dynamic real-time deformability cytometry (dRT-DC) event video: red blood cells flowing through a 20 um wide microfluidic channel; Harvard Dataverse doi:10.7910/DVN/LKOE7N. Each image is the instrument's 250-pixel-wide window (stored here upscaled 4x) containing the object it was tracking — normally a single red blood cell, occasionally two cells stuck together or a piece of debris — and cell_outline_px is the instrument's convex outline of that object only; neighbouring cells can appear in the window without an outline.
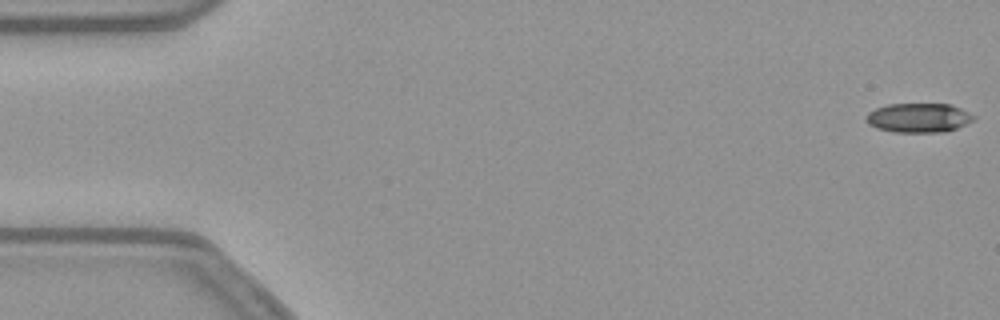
{"species": "common noctule bat (a hibernating species)", "species_latin": "Nyctalus noctula", "temperature_condition": "warm", "stored_images_in_passage": 48, "camera_frame_rate_fps": 3000, "um_per_image_px": 0.085, "animal": {"sex": "female", "body_mass_g": 21.9}, "frame": {"image": 1, "passage_image": 1, "time_ms": 0.0, "image_size_px": [1000, 320], "cell_outline_px": [[976, 120], [956, 128], [944, 132], [892, 132], [876, 128], [868, 124], [864, 120], [864, 116], [868, 112], [876, 108], [888, 104], [952, 104], [976, 116]], "centroid_in_image_um": [78.06, 10.01], "position_along_channel_um": 6.9, "area_um2": 18.61}}
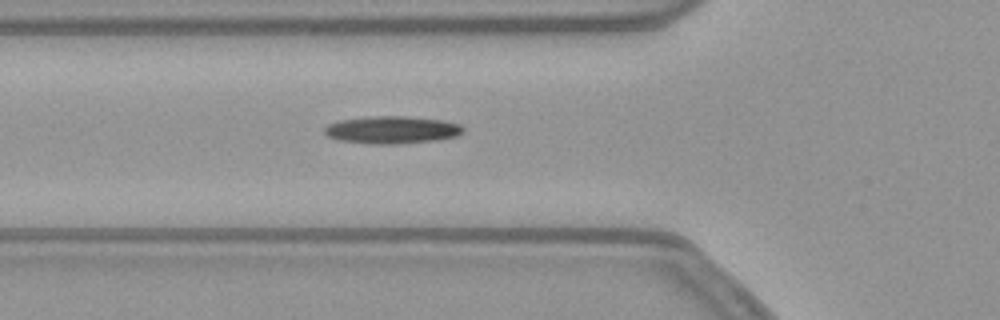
{"frame": {"image": 2, "passage_image": 19, "time_ms": 6.0, "image_size_px": [1000, 320], "cell_outline_px": [[464, 132], [456, 136], [436, 140], [396, 144], [368, 144], [336, 140], [328, 136], [324, 132], [324, 128], [328, 124], [340, 120], [368, 116], [404, 116], [440, 120], [460, 124], [464, 128]], "centroid_in_image_um": [33.28, 11.04], "position_along_channel_um": 92.5, "area_um2": 22.31}}
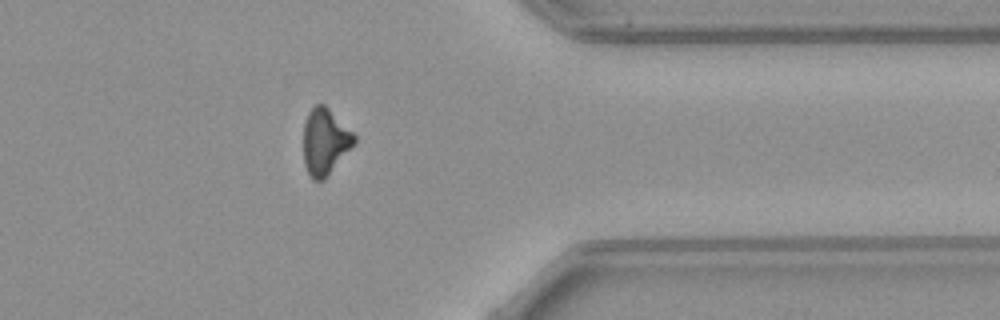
{"frame": {"image": 3, "passage_image": 43, "time_ms": 14.0, "image_size_px": [1000, 320], "cell_outline_px": [[356, 144], [324, 180], [312, 180], [308, 176], [304, 164], [304, 124], [308, 112], [316, 104], [324, 104], [356, 136]], "centroid_in_image_um": [27.63, 12.08], "position_along_channel_um": 383.8, "area_um2": 19.71}}